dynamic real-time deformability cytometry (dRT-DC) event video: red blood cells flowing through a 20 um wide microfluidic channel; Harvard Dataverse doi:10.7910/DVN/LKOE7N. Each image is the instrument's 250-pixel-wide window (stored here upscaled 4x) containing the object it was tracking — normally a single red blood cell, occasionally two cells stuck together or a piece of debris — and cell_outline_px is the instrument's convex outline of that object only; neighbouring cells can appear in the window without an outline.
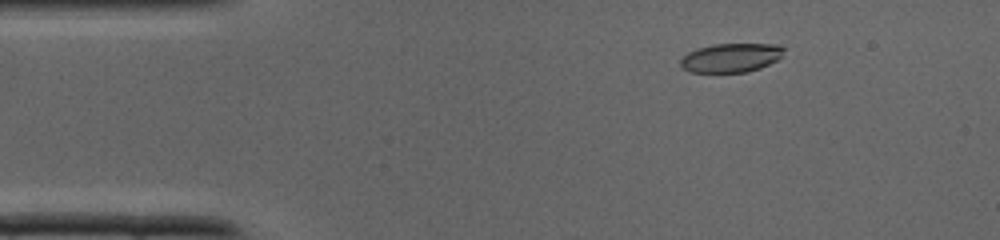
{"species": "common noctule bat (a hibernating species)", "species_latin": "Nyctalus noctula", "temperature_condition": "cold", "stored_images_in_passage": 37, "camera_frame_rate_fps": 3000, "um_per_image_px": 0.085, "animal": {"sex": "male", "body_mass_g": 19.0, "forearm_length_mm": 50.8}, "frame": {"image": 1, "passage_image": 5, "time_ms": 1.333, "image_size_px": [1000, 240], "cell_outline_px": [[784, 48], [780, 56], [776, 60], [760, 68], [748, 72], [692, 72], [684, 68], [680, 64], [680, 60], [688, 52], [696, 48], [716, 44], [776, 44]], "centroid_in_image_um": [62.11, 4.9], "position_along_channel_um": 22.9, "area_um2": 17.22}}
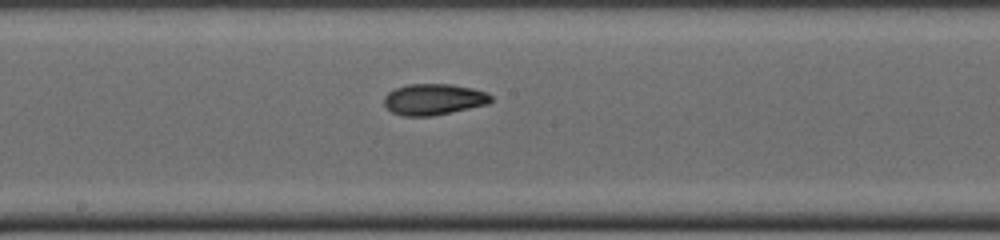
{"frame": {"image": 2, "passage_image": 19, "time_ms": 6.0, "image_size_px": [1000, 240], "cell_outline_px": [[492, 100], [488, 104], [432, 116], [404, 116], [392, 112], [384, 104], [384, 96], [388, 92], [396, 88], [408, 84], [452, 84], [472, 88], [484, 92], [492, 96]], "centroid_in_image_um": [36.85, 8.44], "position_along_channel_um": 211.4, "area_um2": 19.31}}
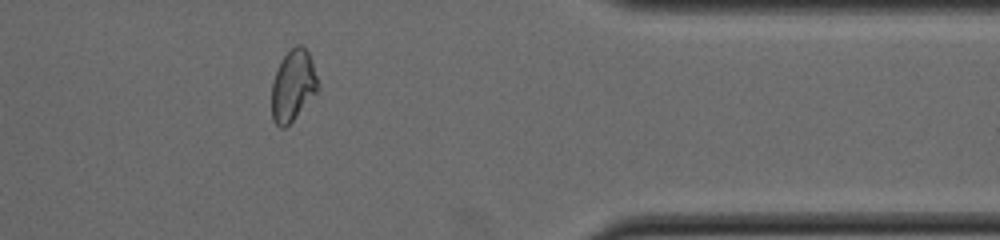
{"frame": {"image": 3, "passage_image": 30, "time_ms": 9.667, "image_size_px": [1000, 240], "cell_outline_px": [[320, 88], [292, 120], [284, 128], [280, 128], [272, 120], [272, 80], [284, 56], [296, 44], [300, 44], [308, 52], [320, 84]], "centroid_in_image_um": [24.91, 7.28], "position_along_channel_um": 386.5, "area_um2": 18.9}}